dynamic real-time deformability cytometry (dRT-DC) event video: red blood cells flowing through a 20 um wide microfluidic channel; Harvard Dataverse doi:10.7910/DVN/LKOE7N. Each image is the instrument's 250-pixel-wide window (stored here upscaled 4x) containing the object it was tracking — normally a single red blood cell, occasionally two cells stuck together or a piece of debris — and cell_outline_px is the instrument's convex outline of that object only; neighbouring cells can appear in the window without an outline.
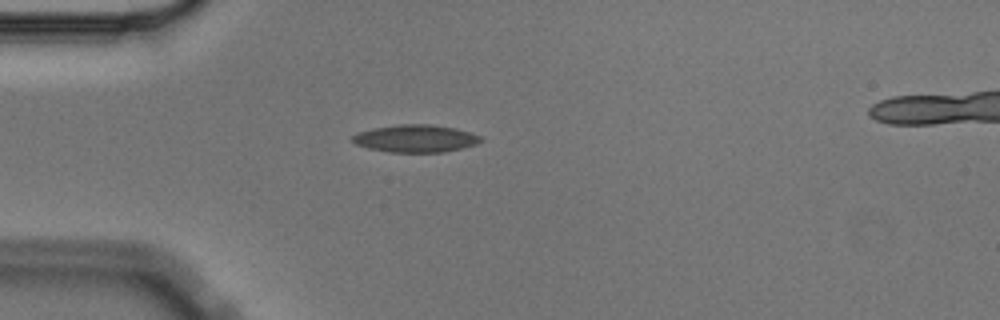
{"species": "Egyptian fruit bat (a non-hibernating species)", "species_latin": "Rousettus aegyptiacus", "temperature_condition": "cold", "stored_images_in_passage": 6, "camera_frame_rate_fps": 3000, "um_per_image_px": 0.085, "animal": {"sex": "male"}, "frame": {"image": 1, "passage_image": 6, "time_ms": 1.667, "image_size_px": [1000, 320], "cell_outline_px": [[484, 140], [476, 144], [444, 152], [388, 152], [368, 148], [356, 144], [352, 140], [352, 136], [356, 132], [372, 128], [400, 124], [432, 124], [456, 128], [472, 132], [480, 136]], "centroid_in_image_um": [35.32, 11.76], "position_along_channel_um": 49.7, "area_um2": 20.69}}